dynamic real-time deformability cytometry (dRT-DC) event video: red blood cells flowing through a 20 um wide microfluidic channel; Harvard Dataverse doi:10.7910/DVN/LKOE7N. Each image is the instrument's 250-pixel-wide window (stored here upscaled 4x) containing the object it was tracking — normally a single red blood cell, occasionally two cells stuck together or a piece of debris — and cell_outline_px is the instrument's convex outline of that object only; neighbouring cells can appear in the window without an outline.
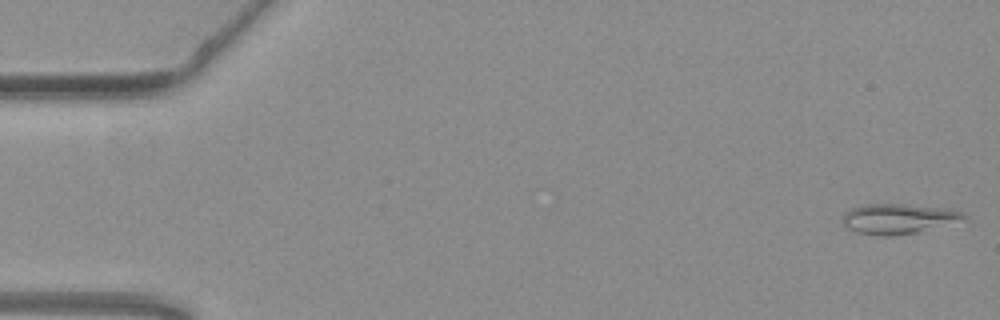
{"species": "common noctule bat (a hibernating species)", "species_latin": "Nyctalus noctula", "temperature_condition": "warm", "stored_images_in_passage": 54, "camera_frame_rate_fps": 3000, "um_per_image_px": 0.085, "animal": {"sex": "female", "body_mass_g": 19.3, "forearm_length_mm": 54.1}, "frame": {"image": 1, "passage_image": 1, "time_ms": 0.0, "image_size_px": [1000, 320], "cell_outline_px": [[968, 220], [916, 232], [892, 236], [880, 236], [856, 232], [848, 228], [844, 224], [844, 212], [848, 208], [864, 204], [904, 204], [944, 208], [960, 212], [968, 216]], "centroid_in_image_um": [76.36, 18.59], "position_along_channel_um": 8.6, "area_um2": 21.33}}
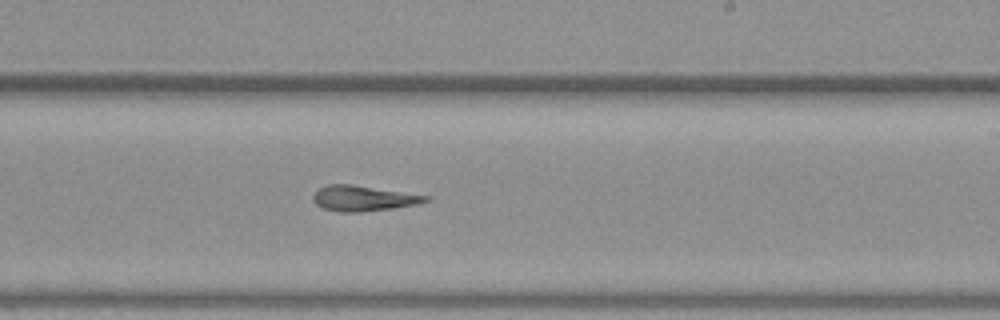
{"frame": {"image": 2, "passage_image": 32, "time_ms": 10.333, "image_size_px": [1000, 320], "cell_outline_px": [[432, 196], [428, 200], [420, 204], [392, 208], [360, 212], [340, 212], [324, 208], [316, 204], [312, 200], [312, 196], [320, 188], [328, 184], [352, 184]], "centroid_in_image_um": [30.91, 16.85], "position_along_channel_um": 258.1, "area_um2": 16.7}}
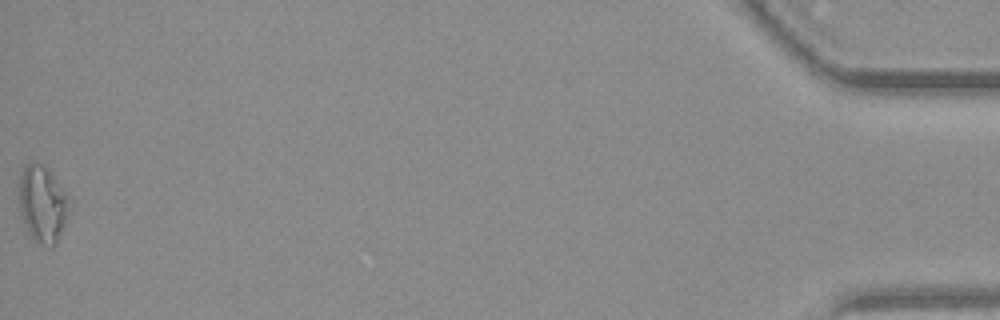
{"frame": {"image": 3, "passage_image": 54, "time_ms": 17.667, "image_size_px": [1000, 320], "cell_outline_px": [[72, 204], [56, 244], [52, 248], [48, 248], [32, 240], [28, 232], [20, 208], [20, 176], [24, 168], [28, 164], [44, 164], [48, 168], [68, 196]], "centroid_in_image_um": [3.66, 17.38], "position_along_channel_um": 431.5, "area_um2": 22.31}, "authors_computed_cell_mechanics": {"area_um2": 18.1203, "velocity_mm_per_s": 3.7918, "shape_relaxation_time_tau1_ms": null, "shape_relaxation_time_tau2_ms": 5.0801, "deformation_change_tau1": null, "deformation_change_tau2": 0.1679}}